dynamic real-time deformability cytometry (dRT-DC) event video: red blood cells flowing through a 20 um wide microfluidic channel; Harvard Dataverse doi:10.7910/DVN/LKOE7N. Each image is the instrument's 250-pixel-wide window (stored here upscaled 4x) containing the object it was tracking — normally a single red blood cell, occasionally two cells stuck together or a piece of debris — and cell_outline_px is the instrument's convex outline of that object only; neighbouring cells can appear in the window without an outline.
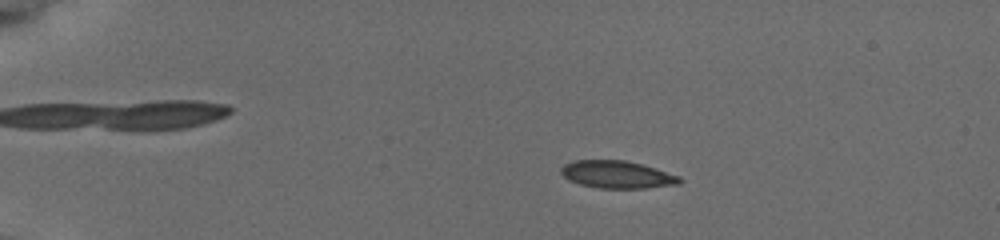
{"species": "common noctule bat (a hibernating species)", "species_latin": "Nyctalus noctula", "temperature_condition": "cold", "stored_images_in_passage": 73, "camera_frame_rate_fps": 3000, "um_per_image_px": 0.085, "animal": {"sex": "female", "body_mass_g": 19.5, "forearm_length_mm": 54.1}, "frame": {"image": 1, "passage_image": 16, "time_ms": 4.0, "image_size_px": [1000, 240], "cell_outline_px": [[684, 180], [680, 184], [644, 188], [600, 188], [580, 184], [568, 180], [560, 172], [560, 168], [564, 164], [572, 160], [624, 160], [640, 164], [680, 176]], "centroid_in_image_um": [52.43, 14.83], "position_along_channel_um": 32.6, "area_um2": 18.96}}
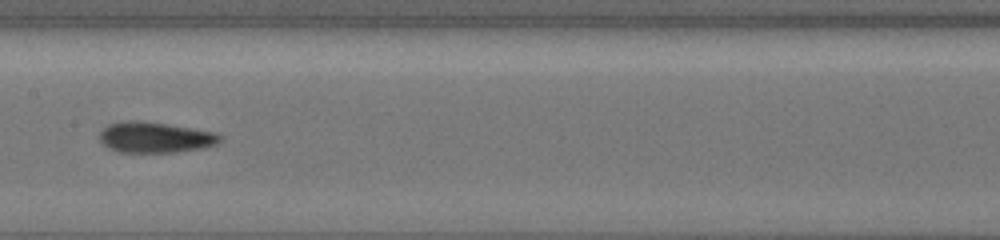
{"frame": {"image": 2, "passage_image": 36, "time_ms": 10.333, "image_size_px": [1000, 240], "cell_outline_px": [[224, 136], [216, 144], [204, 148], [176, 152], [120, 152], [108, 148], [100, 140], [100, 132], [108, 124], [124, 120], [140, 120], [168, 124], [216, 132]], "centroid_in_image_um": [13.2, 11.67], "position_along_channel_um": 194.2, "area_um2": 21.73}}
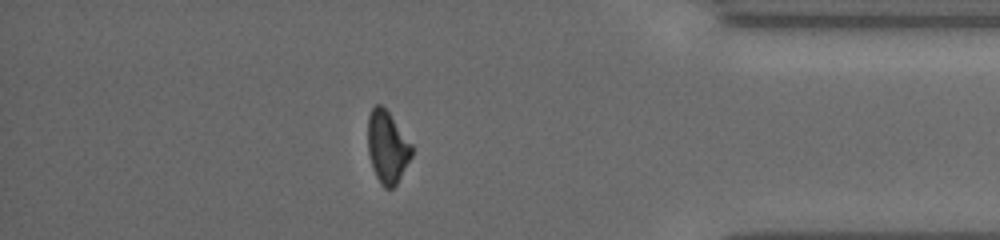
{"frame": {"image": 3, "passage_image": 66, "time_ms": 16.333, "image_size_px": [1000, 240], "cell_outline_px": [[412, 156], [396, 184], [392, 188], [384, 188], [380, 184], [376, 176], [368, 152], [368, 116], [372, 108], [376, 104], [380, 104], [388, 112], [412, 144]], "centroid_in_image_um": [32.91, 12.5], "position_along_channel_um": 402.3, "area_um2": 18.21}, "authors_computed_cell_mechanics": {"area_um2": 19.7676, "velocity_mm_per_s": 3.8523, "shape_relaxation_time_tau1_ms": 5.3669, "shape_relaxation_time_tau2_ms": 4.5446, "deformation_change_tau1": 0.1188, "deformation_change_tau2": 0.0783}}